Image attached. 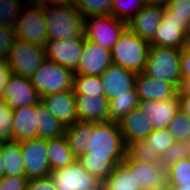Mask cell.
I'll return each instance as SVG.
<instances>
[{
	"instance_id": "obj_1",
	"label": "cell",
	"mask_w": 190,
	"mask_h": 190,
	"mask_svg": "<svg viewBox=\"0 0 190 190\" xmlns=\"http://www.w3.org/2000/svg\"><path fill=\"white\" fill-rule=\"evenodd\" d=\"M125 149L119 123L94 122V131L89 132L87 152L77 160L97 181L103 182L113 168L124 161Z\"/></svg>"
},
{
	"instance_id": "obj_2",
	"label": "cell",
	"mask_w": 190,
	"mask_h": 190,
	"mask_svg": "<svg viewBox=\"0 0 190 190\" xmlns=\"http://www.w3.org/2000/svg\"><path fill=\"white\" fill-rule=\"evenodd\" d=\"M48 40L84 38V17L75 6L44 7Z\"/></svg>"
},
{
	"instance_id": "obj_3",
	"label": "cell",
	"mask_w": 190,
	"mask_h": 190,
	"mask_svg": "<svg viewBox=\"0 0 190 190\" xmlns=\"http://www.w3.org/2000/svg\"><path fill=\"white\" fill-rule=\"evenodd\" d=\"M180 54L181 49L150 45L142 73L151 78L172 83L180 90L183 84L180 74Z\"/></svg>"
},
{
	"instance_id": "obj_4",
	"label": "cell",
	"mask_w": 190,
	"mask_h": 190,
	"mask_svg": "<svg viewBox=\"0 0 190 190\" xmlns=\"http://www.w3.org/2000/svg\"><path fill=\"white\" fill-rule=\"evenodd\" d=\"M150 43L143 40L128 27L113 46V64L126 68L136 74L143 72L147 61Z\"/></svg>"
},
{
	"instance_id": "obj_5",
	"label": "cell",
	"mask_w": 190,
	"mask_h": 190,
	"mask_svg": "<svg viewBox=\"0 0 190 190\" xmlns=\"http://www.w3.org/2000/svg\"><path fill=\"white\" fill-rule=\"evenodd\" d=\"M74 72L54 61L45 59L30 80L40 97L73 90Z\"/></svg>"
},
{
	"instance_id": "obj_6",
	"label": "cell",
	"mask_w": 190,
	"mask_h": 190,
	"mask_svg": "<svg viewBox=\"0 0 190 190\" xmlns=\"http://www.w3.org/2000/svg\"><path fill=\"white\" fill-rule=\"evenodd\" d=\"M15 39L44 47L48 41L44 7L24 5L14 26Z\"/></svg>"
},
{
	"instance_id": "obj_7",
	"label": "cell",
	"mask_w": 190,
	"mask_h": 190,
	"mask_svg": "<svg viewBox=\"0 0 190 190\" xmlns=\"http://www.w3.org/2000/svg\"><path fill=\"white\" fill-rule=\"evenodd\" d=\"M127 23L113 15L91 16L84 18V38L112 51Z\"/></svg>"
},
{
	"instance_id": "obj_8",
	"label": "cell",
	"mask_w": 190,
	"mask_h": 190,
	"mask_svg": "<svg viewBox=\"0 0 190 190\" xmlns=\"http://www.w3.org/2000/svg\"><path fill=\"white\" fill-rule=\"evenodd\" d=\"M45 59L44 47L15 39L6 62L12 73L31 78Z\"/></svg>"
},
{
	"instance_id": "obj_9",
	"label": "cell",
	"mask_w": 190,
	"mask_h": 190,
	"mask_svg": "<svg viewBox=\"0 0 190 190\" xmlns=\"http://www.w3.org/2000/svg\"><path fill=\"white\" fill-rule=\"evenodd\" d=\"M20 143L25 176L28 179L48 177L51 169L48 161L46 140L36 138Z\"/></svg>"
},
{
	"instance_id": "obj_10",
	"label": "cell",
	"mask_w": 190,
	"mask_h": 190,
	"mask_svg": "<svg viewBox=\"0 0 190 190\" xmlns=\"http://www.w3.org/2000/svg\"><path fill=\"white\" fill-rule=\"evenodd\" d=\"M111 64V51L91 40L83 38L82 54L74 75L100 76Z\"/></svg>"
},
{
	"instance_id": "obj_11",
	"label": "cell",
	"mask_w": 190,
	"mask_h": 190,
	"mask_svg": "<svg viewBox=\"0 0 190 190\" xmlns=\"http://www.w3.org/2000/svg\"><path fill=\"white\" fill-rule=\"evenodd\" d=\"M1 99L11 108L37 105L41 97L31 83L30 78L11 73L5 85Z\"/></svg>"
},
{
	"instance_id": "obj_12",
	"label": "cell",
	"mask_w": 190,
	"mask_h": 190,
	"mask_svg": "<svg viewBox=\"0 0 190 190\" xmlns=\"http://www.w3.org/2000/svg\"><path fill=\"white\" fill-rule=\"evenodd\" d=\"M187 23L173 16L167 8L164 10L162 21L150 42L151 46L171 47L182 49L187 45L185 39Z\"/></svg>"
},
{
	"instance_id": "obj_13",
	"label": "cell",
	"mask_w": 190,
	"mask_h": 190,
	"mask_svg": "<svg viewBox=\"0 0 190 190\" xmlns=\"http://www.w3.org/2000/svg\"><path fill=\"white\" fill-rule=\"evenodd\" d=\"M104 97L109 101L122 95H137L136 73L121 66L111 64L101 75Z\"/></svg>"
},
{
	"instance_id": "obj_14",
	"label": "cell",
	"mask_w": 190,
	"mask_h": 190,
	"mask_svg": "<svg viewBox=\"0 0 190 190\" xmlns=\"http://www.w3.org/2000/svg\"><path fill=\"white\" fill-rule=\"evenodd\" d=\"M49 176L57 190H87L98 182L77 159L66 167L52 171Z\"/></svg>"
},
{
	"instance_id": "obj_15",
	"label": "cell",
	"mask_w": 190,
	"mask_h": 190,
	"mask_svg": "<svg viewBox=\"0 0 190 190\" xmlns=\"http://www.w3.org/2000/svg\"><path fill=\"white\" fill-rule=\"evenodd\" d=\"M44 48L46 59L74 71L82 54L83 38L48 40Z\"/></svg>"
},
{
	"instance_id": "obj_16",
	"label": "cell",
	"mask_w": 190,
	"mask_h": 190,
	"mask_svg": "<svg viewBox=\"0 0 190 190\" xmlns=\"http://www.w3.org/2000/svg\"><path fill=\"white\" fill-rule=\"evenodd\" d=\"M40 103L64 126L79 121L73 90L44 95L41 97Z\"/></svg>"
},
{
	"instance_id": "obj_17",
	"label": "cell",
	"mask_w": 190,
	"mask_h": 190,
	"mask_svg": "<svg viewBox=\"0 0 190 190\" xmlns=\"http://www.w3.org/2000/svg\"><path fill=\"white\" fill-rule=\"evenodd\" d=\"M138 109L150 117L154 129L168 128L173 116L180 109L178 94L166 100L141 101Z\"/></svg>"
},
{
	"instance_id": "obj_18",
	"label": "cell",
	"mask_w": 190,
	"mask_h": 190,
	"mask_svg": "<svg viewBox=\"0 0 190 190\" xmlns=\"http://www.w3.org/2000/svg\"><path fill=\"white\" fill-rule=\"evenodd\" d=\"M135 89L139 102L170 99L179 91L172 83L151 78L142 72L136 74Z\"/></svg>"
},
{
	"instance_id": "obj_19",
	"label": "cell",
	"mask_w": 190,
	"mask_h": 190,
	"mask_svg": "<svg viewBox=\"0 0 190 190\" xmlns=\"http://www.w3.org/2000/svg\"><path fill=\"white\" fill-rule=\"evenodd\" d=\"M164 10L165 8L158 6H144L127 23V27L140 38L150 43L162 21Z\"/></svg>"
},
{
	"instance_id": "obj_20",
	"label": "cell",
	"mask_w": 190,
	"mask_h": 190,
	"mask_svg": "<svg viewBox=\"0 0 190 190\" xmlns=\"http://www.w3.org/2000/svg\"><path fill=\"white\" fill-rule=\"evenodd\" d=\"M12 141L22 142L37 138V105L14 108Z\"/></svg>"
},
{
	"instance_id": "obj_21",
	"label": "cell",
	"mask_w": 190,
	"mask_h": 190,
	"mask_svg": "<svg viewBox=\"0 0 190 190\" xmlns=\"http://www.w3.org/2000/svg\"><path fill=\"white\" fill-rule=\"evenodd\" d=\"M150 117L140 111L138 107L125 115L119 123L125 145L131 141L146 140L154 130Z\"/></svg>"
},
{
	"instance_id": "obj_22",
	"label": "cell",
	"mask_w": 190,
	"mask_h": 190,
	"mask_svg": "<svg viewBox=\"0 0 190 190\" xmlns=\"http://www.w3.org/2000/svg\"><path fill=\"white\" fill-rule=\"evenodd\" d=\"M79 121H108L109 101L99 96H75Z\"/></svg>"
},
{
	"instance_id": "obj_23",
	"label": "cell",
	"mask_w": 190,
	"mask_h": 190,
	"mask_svg": "<svg viewBox=\"0 0 190 190\" xmlns=\"http://www.w3.org/2000/svg\"><path fill=\"white\" fill-rule=\"evenodd\" d=\"M131 168L137 184L142 190H149L166 180V173L161 164H150L137 160H124Z\"/></svg>"
},
{
	"instance_id": "obj_24",
	"label": "cell",
	"mask_w": 190,
	"mask_h": 190,
	"mask_svg": "<svg viewBox=\"0 0 190 190\" xmlns=\"http://www.w3.org/2000/svg\"><path fill=\"white\" fill-rule=\"evenodd\" d=\"M94 131V122L77 121L65 127V137L74 157L78 159L87 152L89 132Z\"/></svg>"
},
{
	"instance_id": "obj_25",
	"label": "cell",
	"mask_w": 190,
	"mask_h": 190,
	"mask_svg": "<svg viewBox=\"0 0 190 190\" xmlns=\"http://www.w3.org/2000/svg\"><path fill=\"white\" fill-rule=\"evenodd\" d=\"M46 146L51 172L59 168L66 167L76 160L69 148V144L65 135L57 138L47 139Z\"/></svg>"
},
{
	"instance_id": "obj_26",
	"label": "cell",
	"mask_w": 190,
	"mask_h": 190,
	"mask_svg": "<svg viewBox=\"0 0 190 190\" xmlns=\"http://www.w3.org/2000/svg\"><path fill=\"white\" fill-rule=\"evenodd\" d=\"M4 161V176H25L21 143L18 141L1 142Z\"/></svg>"
},
{
	"instance_id": "obj_27",
	"label": "cell",
	"mask_w": 190,
	"mask_h": 190,
	"mask_svg": "<svg viewBox=\"0 0 190 190\" xmlns=\"http://www.w3.org/2000/svg\"><path fill=\"white\" fill-rule=\"evenodd\" d=\"M103 183L107 190H142L137 184L135 174L124 161L113 168Z\"/></svg>"
},
{
	"instance_id": "obj_28",
	"label": "cell",
	"mask_w": 190,
	"mask_h": 190,
	"mask_svg": "<svg viewBox=\"0 0 190 190\" xmlns=\"http://www.w3.org/2000/svg\"><path fill=\"white\" fill-rule=\"evenodd\" d=\"M65 127L41 103L37 104V138L47 140L61 137L65 133Z\"/></svg>"
},
{
	"instance_id": "obj_29",
	"label": "cell",
	"mask_w": 190,
	"mask_h": 190,
	"mask_svg": "<svg viewBox=\"0 0 190 190\" xmlns=\"http://www.w3.org/2000/svg\"><path fill=\"white\" fill-rule=\"evenodd\" d=\"M124 160H137L150 164H160L161 155L157 151H153L151 147H148L146 140L131 141L126 144Z\"/></svg>"
},
{
	"instance_id": "obj_30",
	"label": "cell",
	"mask_w": 190,
	"mask_h": 190,
	"mask_svg": "<svg viewBox=\"0 0 190 190\" xmlns=\"http://www.w3.org/2000/svg\"><path fill=\"white\" fill-rule=\"evenodd\" d=\"M73 92L75 96L104 97V86L100 76L74 75Z\"/></svg>"
},
{
	"instance_id": "obj_31",
	"label": "cell",
	"mask_w": 190,
	"mask_h": 190,
	"mask_svg": "<svg viewBox=\"0 0 190 190\" xmlns=\"http://www.w3.org/2000/svg\"><path fill=\"white\" fill-rule=\"evenodd\" d=\"M138 104V95H122L109 100L108 121L120 122L125 115L136 109Z\"/></svg>"
},
{
	"instance_id": "obj_32",
	"label": "cell",
	"mask_w": 190,
	"mask_h": 190,
	"mask_svg": "<svg viewBox=\"0 0 190 190\" xmlns=\"http://www.w3.org/2000/svg\"><path fill=\"white\" fill-rule=\"evenodd\" d=\"M114 0H76L75 8L84 18L112 15Z\"/></svg>"
},
{
	"instance_id": "obj_33",
	"label": "cell",
	"mask_w": 190,
	"mask_h": 190,
	"mask_svg": "<svg viewBox=\"0 0 190 190\" xmlns=\"http://www.w3.org/2000/svg\"><path fill=\"white\" fill-rule=\"evenodd\" d=\"M167 129L175 142L190 143V117L180 109L173 116Z\"/></svg>"
},
{
	"instance_id": "obj_34",
	"label": "cell",
	"mask_w": 190,
	"mask_h": 190,
	"mask_svg": "<svg viewBox=\"0 0 190 190\" xmlns=\"http://www.w3.org/2000/svg\"><path fill=\"white\" fill-rule=\"evenodd\" d=\"M144 7L142 0H114L112 15L128 23Z\"/></svg>"
},
{
	"instance_id": "obj_35",
	"label": "cell",
	"mask_w": 190,
	"mask_h": 190,
	"mask_svg": "<svg viewBox=\"0 0 190 190\" xmlns=\"http://www.w3.org/2000/svg\"><path fill=\"white\" fill-rule=\"evenodd\" d=\"M166 180L171 186H181L190 183V160L187 158L179 160L165 171Z\"/></svg>"
},
{
	"instance_id": "obj_36",
	"label": "cell",
	"mask_w": 190,
	"mask_h": 190,
	"mask_svg": "<svg viewBox=\"0 0 190 190\" xmlns=\"http://www.w3.org/2000/svg\"><path fill=\"white\" fill-rule=\"evenodd\" d=\"M23 6L18 0H0V25L14 29Z\"/></svg>"
},
{
	"instance_id": "obj_37",
	"label": "cell",
	"mask_w": 190,
	"mask_h": 190,
	"mask_svg": "<svg viewBox=\"0 0 190 190\" xmlns=\"http://www.w3.org/2000/svg\"><path fill=\"white\" fill-rule=\"evenodd\" d=\"M148 147L153 151H157L161 156L164 152L175 144L173 136L169 133L168 129H154L146 138Z\"/></svg>"
},
{
	"instance_id": "obj_38",
	"label": "cell",
	"mask_w": 190,
	"mask_h": 190,
	"mask_svg": "<svg viewBox=\"0 0 190 190\" xmlns=\"http://www.w3.org/2000/svg\"><path fill=\"white\" fill-rule=\"evenodd\" d=\"M189 149L190 143L175 142V144L168 148L161 156L160 164L163 169L166 171L179 160L187 158Z\"/></svg>"
},
{
	"instance_id": "obj_39",
	"label": "cell",
	"mask_w": 190,
	"mask_h": 190,
	"mask_svg": "<svg viewBox=\"0 0 190 190\" xmlns=\"http://www.w3.org/2000/svg\"><path fill=\"white\" fill-rule=\"evenodd\" d=\"M13 111L0 98V142L12 141Z\"/></svg>"
},
{
	"instance_id": "obj_40",
	"label": "cell",
	"mask_w": 190,
	"mask_h": 190,
	"mask_svg": "<svg viewBox=\"0 0 190 190\" xmlns=\"http://www.w3.org/2000/svg\"><path fill=\"white\" fill-rule=\"evenodd\" d=\"M166 8L185 23L190 20V0H170Z\"/></svg>"
},
{
	"instance_id": "obj_41",
	"label": "cell",
	"mask_w": 190,
	"mask_h": 190,
	"mask_svg": "<svg viewBox=\"0 0 190 190\" xmlns=\"http://www.w3.org/2000/svg\"><path fill=\"white\" fill-rule=\"evenodd\" d=\"M14 40V29L0 25V60L7 59Z\"/></svg>"
},
{
	"instance_id": "obj_42",
	"label": "cell",
	"mask_w": 190,
	"mask_h": 190,
	"mask_svg": "<svg viewBox=\"0 0 190 190\" xmlns=\"http://www.w3.org/2000/svg\"><path fill=\"white\" fill-rule=\"evenodd\" d=\"M29 179L26 176H3L0 190H26Z\"/></svg>"
},
{
	"instance_id": "obj_43",
	"label": "cell",
	"mask_w": 190,
	"mask_h": 190,
	"mask_svg": "<svg viewBox=\"0 0 190 190\" xmlns=\"http://www.w3.org/2000/svg\"><path fill=\"white\" fill-rule=\"evenodd\" d=\"M26 190H57L50 176L29 179Z\"/></svg>"
},
{
	"instance_id": "obj_44",
	"label": "cell",
	"mask_w": 190,
	"mask_h": 190,
	"mask_svg": "<svg viewBox=\"0 0 190 190\" xmlns=\"http://www.w3.org/2000/svg\"><path fill=\"white\" fill-rule=\"evenodd\" d=\"M180 74L182 77V83L186 79H190V45H186L181 49Z\"/></svg>"
},
{
	"instance_id": "obj_45",
	"label": "cell",
	"mask_w": 190,
	"mask_h": 190,
	"mask_svg": "<svg viewBox=\"0 0 190 190\" xmlns=\"http://www.w3.org/2000/svg\"><path fill=\"white\" fill-rule=\"evenodd\" d=\"M11 73L6 60H0V98Z\"/></svg>"
},
{
	"instance_id": "obj_46",
	"label": "cell",
	"mask_w": 190,
	"mask_h": 190,
	"mask_svg": "<svg viewBox=\"0 0 190 190\" xmlns=\"http://www.w3.org/2000/svg\"><path fill=\"white\" fill-rule=\"evenodd\" d=\"M180 110L190 117V94H185L181 89L178 91Z\"/></svg>"
},
{
	"instance_id": "obj_47",
	"label": "cell",
	"mask_w": 190,
	"mask_h": 190,
	"mask_svg": "<svg viewBox=\"0 0 190 190\" xmlns=\"http://www.w3.org/2000/svg\"><path fill=\"white\" fill-rule=\"evenodd\" d=\"M142 1L144 3V6H158L166 8L170 0H142Z\"/></svg>"
},
{
	"instance_id": "obj_48",
	"label": "cell",
	"mask_w": 190,
	"mask_h": 190,
	"mask_svg": "<svg viewBox=\"0 0 190 190\" xmlns=\"http://www.w3.org/2000/svg\"><path fill=\"white\" fill-rule=\"evenodd\" d=\"M149 190H174V188L169 184V182L167 180H165L160 185L154 186V187L150 188Z\"/></svg>"
},
{
	"instance_id": "obj_49",
	"label": "cell",
	"mask_w": 190,
	"mask_h": 190,
	"mask_svg": "<svg viewBox=\"0 0 190 190\" xmlns=\"http://www.w3.org/2000/svg\"><path fill=\"white\" fill-rule=\"evenodd\" d=\"M76 0H53L54 5L74 6Z\"/></svg>"
},
{
	"instance_id": "obj_50",
	"label": "cell",
	"mask_w": 190,
	"mask_h": 190,
	"mask_svg": "<svg viewBox=\"0 0 190 190\" xmlns=\"http://www.w3.org/2000/svg\"><path fill=\"white\" fill-rule=\"evenodd\" d=\"M53 4V0H34V5L38 7H47Z\"/></svg>"
},
{
	"instance_id": "obj_51",
	"label": "cell",
	"mask_w": 190,
	"mask_h": 190,
	"mask_svg": "<svg viewBox=\"0 0 190 190\" xmlns=\"http://www.w3.org/2000/svg\"><path fill=\"white\" fill-rule=\"evenodd\" d=\"M181 90L185 93V94H190V79H186L182 86H181Z\"/></svg>"
},
{
	"instance_id": "obj_52",
	"label": "cell",
	"mask_w": 190,
	"mask_h": 190,
	"mask_svg": "<svg viewBox=\"0 0 190 190\" xmlns=\"http://www.w3.org/2000/svg\"><path fill=\"white\" fill-rule=\"evenodd\" d=\"M87 190H107L103 182H97L93 187L88 188Z\"/></svg>"
},
{
	"instance_id": "obj_53",
	"label": "cell",
	"mask_w": 190,
	"mask_h": 190,
	"mask_svg": "<svg viewBox=\"0 0 190 190\" xmlns=\"http://www.w3.org/2000/svg\"><path fill=\"white\" fill-rule=\"evenodd\" d=\"M1 152V142H0V179L4 176V161Z\"/></svg>"
},
{
	"instance_id": "obj_54",
	"label": "cell",
	"mask_w": 190,
	"mask_h": 190,
	"mask_svg": "<svg viewBox=\"0 0 190 190\" xmlns=\"http://www.w3.org/2000/svg\"><path fill=\"white\" fill-rule=\"evenodd\" d=\"M185 39H186L187 45H190V20L186 26Z\"/></svg>"
},
{
	"instance_id": "obj_55",
	"label": "cell",
	"mask_w": 190,
	"mask_h": 190,
	"mask_svg": "<svg viewBox=\"0 0 190 190\" xmlns=\"http://www.w3.org/2000/svg\"><path fill=\"white\" fill-rule=\"evenodd\" d=\"M174 190H190V183L182 184L181 186H172Z\"/></svg>"
},
{
	"instance_id": "obj_56",
	"label": "cell",
	"mask_w": 190,
	"mask_h": 190,
	"mask_svg": "<svg viewBox=\"0 0 190 190\" xmlns=\"http://www.w3.org/2000/svg\"><path fill=\"white\" fill-rule=\"evenodd\" d=\"M18 1L23 3L24 5H29V4L34 5V0H18Z\"/></svg>"
},
{
	"instance_id": "obj_57",
	"label": "cell",
	"mask_w": 190,
	"mask_h": 190,
	"mask_svg": "<svg viewBox=\"0 0 190 190\" xmlns=\"http://www.w3.org/2000/svg\"><path fill=\"white\" fill-rule=\"evenodd\" d=\"M187 157H188V159L190 160V149H189V153H188V156H187Z\"/></svg>"
}]
</instances>
